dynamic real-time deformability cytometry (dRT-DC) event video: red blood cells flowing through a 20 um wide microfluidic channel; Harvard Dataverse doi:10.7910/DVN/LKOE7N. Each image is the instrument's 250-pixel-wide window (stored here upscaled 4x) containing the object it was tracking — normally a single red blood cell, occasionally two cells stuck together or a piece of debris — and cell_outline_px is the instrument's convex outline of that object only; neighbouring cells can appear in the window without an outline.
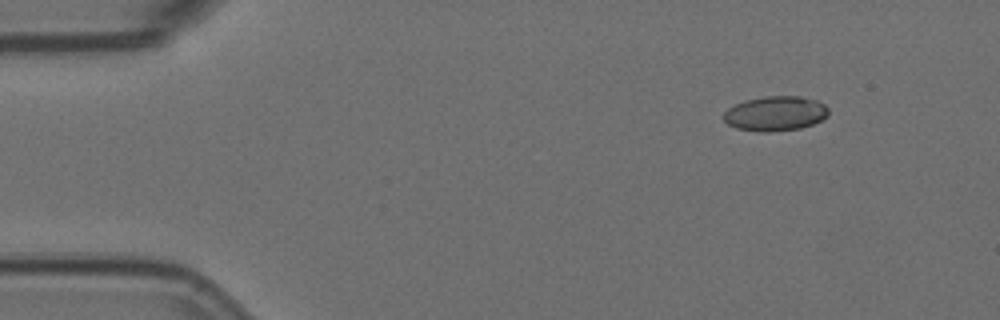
{"species": "Egyptian fruit bat (a non-hibernating species)", "species_latin": "Rousettus aegyptiacus", "temperature_condition": "room temperature", "stored_images_in_passage": 6, "segment_of_instrument_passage": [2, 2], "camera_frame_rate_fps": 3000, "um_per_image_px": 0.085, "animal": {"sex": "female"}, "frame": {"image": 1, "passage_image": 6, "time_ms": 1.667, "image_size_px": [1000, 320], "cell_outline_px": [[828, 116], [812, 124], [800, 128], [768, 132], [760, 132], [736, 128], [728, 124], [724, 120], [724, 112], [728, 108], [744, 100], [764, 96], [800, 96], [816, 100], [824, 104], [828, 108]], "centroid_in_image_um": [65.9, 9.64], "position_along_channel_um": 19.1, "area_um2": 21.21}}